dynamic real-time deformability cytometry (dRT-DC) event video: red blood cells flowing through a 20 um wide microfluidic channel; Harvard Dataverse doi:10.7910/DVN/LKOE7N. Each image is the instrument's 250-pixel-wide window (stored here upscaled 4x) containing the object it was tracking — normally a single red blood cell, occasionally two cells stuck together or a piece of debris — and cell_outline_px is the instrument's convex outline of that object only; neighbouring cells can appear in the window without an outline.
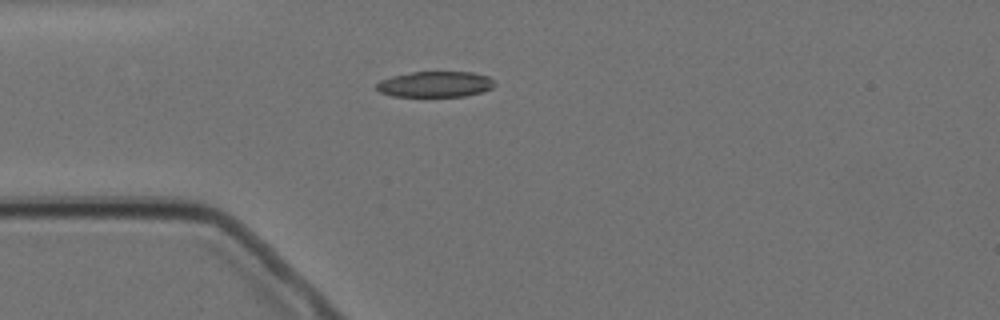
{"species": "Egyptian fruit bat (a non-hibernating species)", "species_latin": "Rousettus aegyptiacus", "temperature_condition": "cold", "stored_images_in_passage": 4, "camera_frame_rate_fps": 3000, "um_per_image_px": 0.085, "animal": {"sex": "female"}, "frame": {"image": 1, "passage_image": 4, "time_ms": 4.333, "image_size_px": [1000, 320], "cell_outline_px": [[496, 84], [492, 88], [484, 92], [464, 96], [392, 96], [380, 92], [376, 88], [376, 84], [380, 80], [392, 76], [412, 72], [472, 72], [488, 76]], "centroid_in_image_um": [37.01, 7.16], "position_along_channel_um": 48.0, "area_um2": 17.74}}